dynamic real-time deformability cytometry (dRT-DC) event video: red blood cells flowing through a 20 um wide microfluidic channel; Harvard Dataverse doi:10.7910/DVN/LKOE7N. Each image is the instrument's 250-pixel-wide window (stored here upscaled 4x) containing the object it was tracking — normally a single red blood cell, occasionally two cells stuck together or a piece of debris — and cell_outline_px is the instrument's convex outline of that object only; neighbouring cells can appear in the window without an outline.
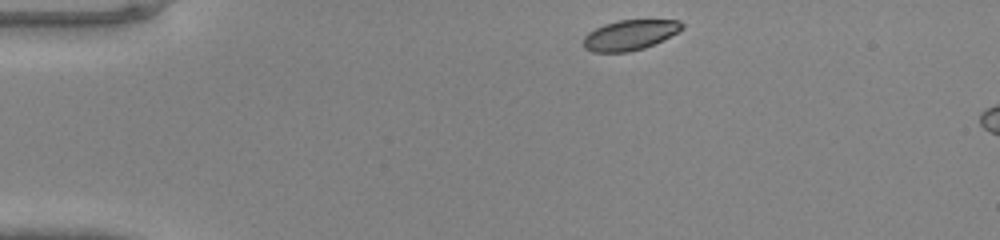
{"species": "common noctule bat (a hibernating species)", "species_latin": "Nyctalus noctula", "temperature_condition": "warm", "stored_images_in_passage": 4, "camera_frame_rate_fps": 3000, "um_per_image_px": 0.085, "animal": {"sex": "male", "body_mass_g": 20.0, "forearm_length_mm": 53.3}, "frame": {"image": 1, "passage_image": 1, "time_ms": 0.0, "image_size_px": [1000, 240], "cell_outline_px": [[684, 28], [644, 48], [628, 52], [592, 52], [584, 48], [584, 36], [588, 32], [604, 24], [620, 20], [680, 20], [684, 24]], "centroid_in_image_um": [53.5, 2.97], "position_along_channel_um": 31.5, "area_um2": 17.11}}